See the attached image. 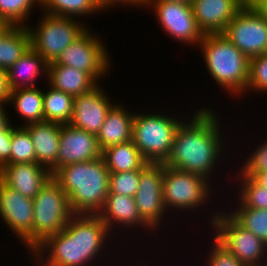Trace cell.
I'll return each instance as SVG.
<instances>
[{"label": "cell", "mask_w": 267, "mask_h": 266, "mask_svg": "<svg viewBox=\"0 0 267 266\" xmlns=\"http://www.w3.org/2000/svg\"><path fill=\"white\" fill-rule=\"evenodd\" d=\"M24 127L29 131L34 144L36 163L47 167L53 175L57 171L61 124L43 121Z\"/></svg>", "instance_id": "cell-20"}, {"label": "cell", "mask_w": 267, "mask_h": 266, "mask_svg": "<svg viewBox=\"0 0 267 266\" xmlns=\"http://www.w3.org/2000/svg\"><path fill=\"white\" fill-rule=\"evenodd\" d=\"M109 174L101 156L64 165L52 177L67 194L73 214L98 215L109 194Z\"/></svg>", "instance_id": "cell-3"}, {"label": "cell", "mask_w": 267, "mask_h": 266, "mask_svg": "<svg viewBox=\"0 0 267 266\" xmlns=\"http://www.w3.org/2000/svg\"><path fill=\"white\" fill-rule=\"evenodd\" d=\"M243 6H252L257 0H238Z\"/></svg>", "instance_id": "cell-43"}, {"label": "cell", "mask_w": 267, "mask_h": 266, "mask_svg": "<svg viewBox=\"0 0 267 266\" xmlns=\"http://www.w3.org/2000/svg\"><path fill=\"white\" fill-rule=\"evenodd\" d=\"M35 4L40 7V0H0V24L27 26Z\"/></svg>", "instance_id": "cell-30"}, {"label": "cell", "mask_w": 267, "mask_h": 266, "mask_svg": "<svg viewBox=\"0 0 267 266\" xmlns=\"http://www.w3.org/2000/svg\"><path fill=\"white\" fill-rule=\"evenodd\" d=\"M7 113L4 105L0 104V136L12 124V121L9 120L10 116L7 117Z\"/></svg>", "instance_id": "cell-40"}, {"label": "cell", "mask_w": 267, "mask_h": 266, "mask_svg": "<svg viewBox=\"0 0 267 266\" xmlns=\"http://www.w3.org/2000/svg\"><path fill=\"white\" fill-rule=\"evenodd\" d=\"M238 207L228 214L244 229L251 231L267 244V209H253L243 207L239 202Z\"/></svg>", "instance_id": "cell-29"}, {"label": "cell", "mask_w": 267, "mask_h": 266, "mask_svg": "<svg viewBox=\"0 0 267 266\" xmlns=\"http://www.w3.org/2000/svg\"><path fill=\"white\" fill-rule=\"evenodd\" d=\"M260 144L245 158V163L239 169L242 175L251 177L255 172L267 171V139Z\"/></svg>", "instance_id": "cell-35"}, {"label": "cell", "mask_w": 267, "mask_h": 266, "mask_svg": "<svg viewBox=\"0 0 267 266\" xmlns=\"http://www.w3.org/2000/svg\"><path fill=\"white\" fill-rule=\"evenodd\" d=\"M213 239V247H210L209 256L205 261L206 266H245L215 237Z\"/></svg>", "instance_id": "cell-36"}, {"label": "cell", "mask_w": 267, "mask_h": 266, "mask_svg": "<svg viewBox=\"0 0 267 266\" xmlns=\"http://www.w3.org/2000/svg\"><path fill=\"white\" fill-rule=\"evenodd\" d=\"M170 2H178V3H184V4H192V0H166Z\"/></svg>", "instance_id": "cell-44"}, {"label": "cell", "mask_w": 267, "mask_h": 266, "mask_svg": "<svg viewBox=\"0 0 267 266\" xmlns=\"http://www.w3.org/2000/svg\"><path fill=\"white\" fill-rule=\"evenodd\" d=\"M142 169L109 174V193L133 197L138 189Z\"/></svg>", "instance_id": "cell-33"}, {"label": "cell", "mask_w": 267, "mask_h": 266, "mask_svg": "<svg viewBox=\"0 0 267 266\" xmlns=\"http://www.w3.org/2000/svg\"><path fill=\"white\" fill-rule=\"evenodd\" d=\"M42 14L36 26L32 28L27 24V28L31 47L51 63L89 27L75 17L57 16L46 12Z\"/></svg>", "instance_id": "cell-7"}, {"label": "cell", "mask_w": 267, "mask_h": 266, "mask_svg": "<svg viewBox=\"0 0 267 266\" xmlns=\"http://www.w3.org/2000/svg\"><path fill=\"white\" fill-rule=\"evenodd\" d=\"M89 28L48 65H66L89 73L98 83L109 73L111 63L107 47ZM110 65V66H109ZM108 70V71H107Z\"/></svg>", "instance_id": "cell-10"}, {"label": "cell", "mask_w": 267, "mask_h": 266, "mask_svg": "<svg viewBox=\"0 0 267 266\" xmlns=\"http://www.w3.org/2000/svg\"><path fill=\"white\" fill-rule=\"evenodd\" d=\"M12 125L11 124L0 136V168L9 164L11 153V140H12Z\"/></svg>", "instance_id": "cell-37"}, {"label": "cell", "mask_w": 267, "mask_h": 266, "mask_svg": "<svg viewBox=\"0 0 267 266\" xmlns=\"http://www.w3.org/2000/svg\"><path fill=\"white\" fill-rule=\"evenodd\" d=\"M101 156L97 135L72 127L70 124L61 125L57 170L70 163L87 162Z\"/></svg>", "instance_id": "cell-16"}, {"label": "cell", "mask_w": 267, "mask_h": 266, "mask_svg": "<svg viewBox=\"0 0 267 266\" xmlns=\"http://www.w3.org/2000/svg\"><path fill=\"white\" fill-rule=\"evenodd\" d=\"M212 185L203 176L164 165L163 201L167 212L181 210L183 213L201 208L213 195Z\"/></svg>", "instance_id": "cell-8"}, {"label": "cell", "mask_w": 267, "mask_h": 266, "mask_svg": "<svg viewBox=\"0 0 267 266\" xmlns=\"http://www.w3.org/2000/svg\"><path fill=\"white\" fill-rule=\"evenodd\" d=\"M44 121L69 124L73 117L74 97L49 85L43 90Z\"/></svg>", "instance_id": "cell-27"}, {"label": "cell", "mask_w": 267, "mask_h": 266, "mask_svg": "<svg viewBox=\"0 0 267 266\" xmlns=\"http://www.w3.org/2000/svg\"><path fill=\"white\" fill-rule=\"evenodd\" d=\"M252 7L267 21V0H257Z\"/></svg>", "instance_id": "cell-41"}, {"label": "cell", "mask_w": 267, "mask_h": 266, "mask_svg": "<svg viewBox=\"0 0 267 266\" xmlns=\"http://www.w3.org/2000/svg\"><path fill=\"white\" fill-rule=\"evenodd\" d=\"M48 62L31 46L29 49L7 70L10 90L17 88L36 87V79L47 77Z\"/></svg>", "instance_id": "cell-23"}, {"label": "cell", "mask_w": 267, "mask_h": 266, "mask_svg": "<svg viewBox=\"0 0 267 266\" xmlns=\"http://www.w3.org/2000/svg\"><path fill=\"white\" fill-rule=\"evenodd\" d=\"M98 216L113 235V228L117 226L118 229L122 227L121 230L125 227V230H133L134 227L138 230V227H141L147 232L154 231L139 215L134 197L131 196L109 193Z\"/></svg>", "instance_id": "cell-19"}, {"label": "cell", "mask_w": 267, "mask_h": 266, "mask_svg": "<svg viewBox=\"0 0 267 266\" xmlns=\"http://www.w3.org/2000/svg\"><path fill=\"white\" fill-rule=\"evenodd\" d=\"M178 119V120H177ZM182 122L164 113H137L132 140L148 163H165L172 151L175 133Z\"/></svg>", "instance_id": "cell-5"}, {"label": "cell", "mask_w": 267, "mask_h": 266, "mask_svg": "<svg viewBox=\"0 0 267 266\" xmlns=\"http://www.w3.org/2000/svg\"><path fill=\"white\" fill-rule=\"evenodd\" d=\"M110 233L98 215L74 214L61 232L49 236L31 256L36 266H93L103 256Z\"/></svg>", "instance_id": "cell-2"}, {"label": "cell", "mask_w": 267, "mask_h": 266, "mask_svg": "<svg viewBox=\"0 0 267 266\" xmlns=\"http://www.w3.org/2000/svg\"><path fill=\"white\" fill-rule=\"evenodd\" d=\"M30 34L27 26H0V67L8 70L29 49Z\"/></svg>", "instance_id": "cell-24"}, {"label": "cell", "mask_w": 267, "mask_h": 266, "mask_svg": "<svg viewBox=\"0 0 267 266\" xmlns=\"http://www.w3.org/2000/svg\"><path fill=\"white\" fill-rule=\"evenodd\" d=\"M51 178L50 170L36 162L6 164L0 168V181L30 199H33Z\"/></svg>", "instance_id": "cell-17"}, {"label": "cell", "mask_w": 267, "mask_h": 266, "mask_svg": "<svg viewBox=\"0 0 267 266\" xmlns=\"http://www.w3.org/2000/svg\"><path fill=\"white\" fill-rule=\"evenodd\" d=\"M222 34L249 59L267 53V21L252 6H243Z\"/></svg>", "instance_id": "cell-12"}, {"label": "cell", "mask_w": 267, "mask_h": 266, "mask_svg": "<svg viewBox=\"0 0 267 266\" xmlns=\"http://www.w3.org/2000/svg\"><path fill=\"white\" fill-rule=\"evenodd\" d=\"M102 157L110 173L139 170L148 164L133 140L104 149Z\"/></svg>", "instance_id": "cell-25"}, {"label": "cell", "mask_w": 267, "mask_h": 266, "mask_svg": "<svg viewBox=\"0 0 267 266\" xmlns=\"http://www.w3.org/2000/svg\"><path fill=\"white\" fill-rule=\"evenodd\" d=\"M213 213L208 219L214 230L213 237L245 266H260L267 253V244L240 226L227 211Z\"/></svg>", "instance_id": "cell-9"}, {"label": "cell", "mask_w": 267, "mask_h": 266, "mask_svg": "<svg viewBox=\"0 0 267 266\" xmlns=\"http://www.w3.org/2000/svg\"><path fill=\"white\" fill-rule=\"evenodd\" d=\"M33 252L49 236L61 232L74 215L67 194L52 177L33 198Z\"/></svg>", "instance_id": "cell-6"}, {"label": "cell", "mask_w": 267, "mask_h": 266, "mask_svg": "<svg viewBox=\"0 0 267 266\" xmlns=\"http://www.w3.org/2000/svg\"><path fill=\"white\" fill-rule=\"evenodd\" d=\"M135 113L128 111L121 103H116L107 113L105 122L97 134L101 151L120 143L132 140Z\"/></svg>", "instance_id": "cell-21"}, {"label": "cell", "mask_w": 267, "mask_h": 266, "mask_svg": "<svg viewBox=\"0 0 267 266\" xmlns=\"http://www.w3.org/2000/svg\"><path fill=\"white\" fill-rule=\"evenodd\" d=\"M144 7L153 9L163 31L175 41L177 40L176 42L179 40L189 46H199L204 34L198 27L191 4L145 0Z\"/></svg>", "instance_id": "cell-11"}, {"label": "cell", "mask_w": 267, "mask_h": 266, "mask_svg": "<svg viewBox=\"0 0 267 266\" xmlns=\"http://www.w3.org/2000/svg\"><path fill=\"white\" fill-rule=\"evenodd\" d=\"M251 178H253L260 186L267 189V171L255 172Z\"/></svg>", "instance_id": "cell-42"}, {"label": "cell", "mask_w": 267, "mask_h": 266, "mask_svg": "<svg viewBox=\"0 0 267 266\" xmlns=\"http://www.w3.org/2000/svg\"><path fill=\"white\" fill-rule=\"evenodd\" d=\"M98 84L92 90L74 98L72 127L97 135L110 109L116 104Z\"/></svg>", "instance_id": "cell-15"}, {"label": "cell", "mask_w": 267, "mask_h": 266, "mask_svg": "<svg viewBox=\"0 0 267 266\" xmlns=\"http://www.w3.org/2000/svg\"><path fill=\"white\" fill-rule=\"evenodd\" d=\"M46 80L48 85L74 98L100 84L89 73L66 65H48Z\"/></svg>", "instance_id": "cell-22"}, {"label": "cell", "mask_w": 267, "mask_h": 266, "mask_svg": "<svg viewBox=\"0 0 267 266\" xmlns=\"http://www.w3.org/2000/svg\"><path fill=\"white\" fill-rule=\"evenodd\" d=\"M0 217L9 230L33 253V199L0 181Z\"/></svg>", "instance_id": "cell-14"}, {"label": "cell", "mask_w": 267, "mask_h": 266, "mask_svg": "<svg viewBox=\"0 0 267 266\" xmlns=\"http://www.w3.org/2000/svg\"><path fill=\"white\" fill-rule=\"evenodd\" d=\"M240 175L238 180L241 185L237 196V202L243 207L253 209H267V189L260 186L253 178L242 175L239 171L236 174Z\"/></svg>", "instance_id": "cell-32"}, {"label": "cell", "mask_w": 267, "mask_h": 266, "mask_svg": "<svg viewBox=\"0 0 267 266\" xmlns=\"http://www.w3.org/2000/svg\"><path fill=\"white\" fill-rule=\"evenodd\" d=\"M41 11L65 17L91 16L102 10L96 0H40ZM91 14V15H90Z\"/></svg>", "instance_id": "cell-28"}, {"label": "cell", "mask_w": 267, "mask_h": 266, "mask_svg": "<svg viewBox=\"0 0 267 266\" xmlns=\"http://www.w3.org/2000/svg\"><path fill=\"white\" fill-rule=\"evenodd\" d=\"M33 162H36V155L29 131L22 125H13L9 164Z\"/></svg>", "instance_id": "cell-31"}, {"label": "cell", "mask_w": 267, "mask_h": 266, "mask_svg": "<svg viewBox=\"0 0 267 266\" xmlns=\"http://www.w3.org/2000/svg\"><path fill=\"white\" fill-rule=\"evenodd\" d=\"M192 9L203 34L223 33L243 7L238 0H192Z\"/></svg>", "instance_id": "cell-18"}, {"label": "cell", "mask_w": 267, "mask_h": 266, "mask_svg": "<svg viewBox=\"0 0 267 266\" xmlns=\"http://www.w3.org/2000/svg\"><path fill=\"white\" fill-rule=\"evenodd\" d=\"M10 103L15 107L16 115L24 119L23 126L44 121L43 90L37 86L11 90Z\"/></svg>", "instance_id": "cell-26"}, {"label": "cell", "mask_w": 267, "mask_h": 266, "mask_svg": "<svg viewBox=\"0 0 267 266\" xmlns=\"http://www.w3.org/2000/svg\"><path fill=\"white\" fill-rule=\"evenodd\" d=\"M193 113L189 122L183 119L177 128L172 151L164 165L198 174L212 182L215 165L222 159L227 144H223L222 127L214 108L203 106Z\"/></svg>", "instance_id": "cell-1"}, {"label": "cell", "mask_w": 267, "mask_h": 266, "mask_svg": "<svg viewBox=\"0 0 267 266\" xmlns=\"http://www.w3.org/2000/svg\"><path fill=\"white\" fill-rule=\"evenodd\" d=\"M210 77L229 95L244 96L249 82L250 59L222 33L205 34L199 47Z\"/></svg>", "instance_id": "cell-4"}, {"label": "cell", "mask_w": 267, "mask_h": 266, "mask_svg": "<svg viewBox=\"0 0 267 266\" xmlns=\"http://www.w3.org/2000/svg\"><path fill=\"white\" fill-rule=\"evenodd\" d=\"M96 2L102 11H104L105 9L107 10L109 8H115L116 6L118 7L119 4H122L121 6H126L127 4L130 5L129 7L135 6L134 8H143L145 0H96Z\"/></svg>", "instance_id": "cell-38"}, {"label": "cell", "mask_w": 267, "mask_h": 266, "mask_svg": "<svg viewBox=\"0 0 267 266\" xmlns=\"http://www.w3.org/2000/svg\"><path fill=\"white\" fill-rule=\"evenodd\" d=\"M10 87L8 84L7 70L0 67V104H9L10 100Z\"/></svg>", "instance_id": "cell-39"}, {"label": "cell", "mask_w": 267, "mask_h": 266, "mask_svg": "<svg viewBox=\"0 0 267 266\" xmlns=\"http://www.w3.org/2000/svg\"><path fill=\"white\" fill-rule=\"evenodd\" d=\"M247 90L256 94L267 93V53L250 59Z\"/></svg>", "instance_id": "cell-34"}, {"label": "cell", "mask_w": 267, "mask_h": 266, "mask_svg": "<svg viewBox=\"0 0 267 266\" xmlns=\"http://www.w3.org/2000/svg\"><path fill=\"white\" fill-rule=\"evenodd\" d=\"M163 163H148L140 172L134 200L141 218L157 231L167 213L163 201ZM156 229V230H155Z\"/></svg>", "instance_id": "cell-13"}, {"label": "cell", "mask_w": 267, "mask_h": 266, "mask_svg": "<svg viewBox=\"0 0 267 266\" xmlns=\"http://www.w3.org/2000/svg\"><path fill=\"white\" fill-rule=\"evenodd\" d=\"M266 258H267V253H266V256L264 257V259L262 260L260 266H267V259Z\"/></svg>", "instance_id": "cell-45"}]
</instances>
